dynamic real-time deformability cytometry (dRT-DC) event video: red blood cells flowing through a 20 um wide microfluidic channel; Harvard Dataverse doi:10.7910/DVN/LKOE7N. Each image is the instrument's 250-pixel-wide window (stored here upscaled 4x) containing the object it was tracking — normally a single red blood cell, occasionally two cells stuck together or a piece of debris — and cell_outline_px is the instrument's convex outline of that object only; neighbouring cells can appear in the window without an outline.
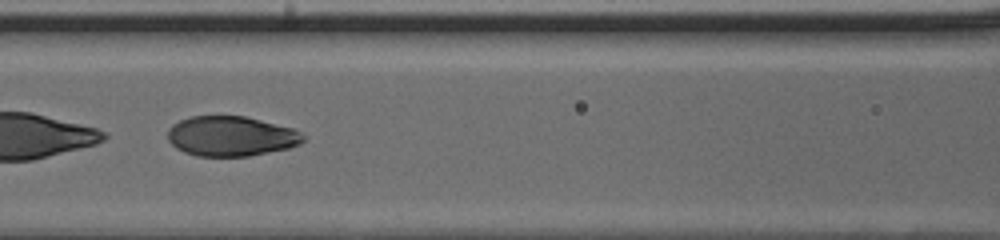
{"species": "human", "species_latin": "Homo sapiens", "temperature_condition": "cold", "stored_images_in_passage": 56, "segment_of_instrument_passage": [2, 2], "camera_frame_rate_fps": 3000, "um_per_image_px": 0.085, "donor": {"sex": "male"}, "frame": {"image": 1, "passage_image": 29, "time_ms": 9.333, "image_size_px": [1000, 240], "cell_outline_px": [[308, 136], [300, 144], [288, 148], [248, 156], [196, 156], [184, 152], [176, 148], [168, 140], [168, 128], [172, 124], [180, 120], [192, 116], [244, 116], [292, 128]], "centroid_in_image_um": [19.63, 11.58], "position_along_channel_um": 147.0, "area_um2": 31.56}}
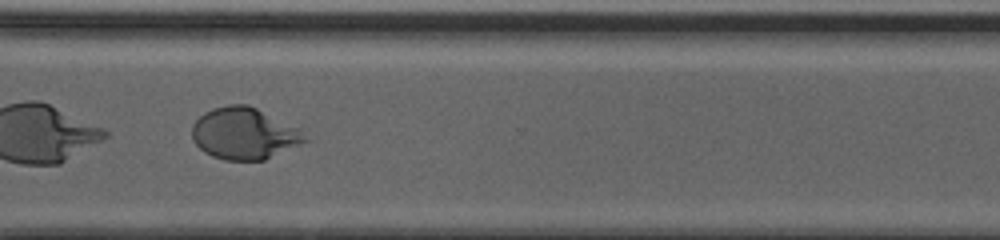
{"frame": {"image": 2, "passage_image": 45, "time_ms": 14.667, "image_size_px": [1000, 240], "cell_outline_px": [[308, 140], [264, 160], [224, 160], [212, 156], [204, 152], [192, 140], [192, 124], [204, 112], [212, 108], [228, 104], [248, 104], [296, 128]], "centroid_in_image_um": [20.67, 11.35], "position_along_channel_um": 349.9, "area_um2": 33.47}}